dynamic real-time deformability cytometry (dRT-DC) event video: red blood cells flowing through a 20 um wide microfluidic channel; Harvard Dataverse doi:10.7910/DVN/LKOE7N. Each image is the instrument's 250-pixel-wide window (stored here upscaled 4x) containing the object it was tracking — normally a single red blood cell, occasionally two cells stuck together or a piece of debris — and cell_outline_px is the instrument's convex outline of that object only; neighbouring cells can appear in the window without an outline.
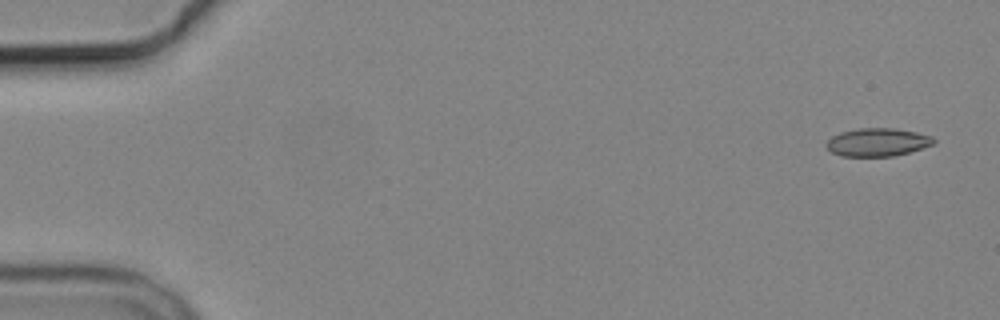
{"species": "common noctule bat (a hibernating species)", "species_latin": "Nyctalus noctula", "temperature_condition": "cold", "stored_images_in_passage": 5, "camera_frame_rate_fps": 3000, "um_per_image_px": 0.085, "animal": {"sex": "male", "body_mass_g": 19.2, "forearm_length_mm": 51.8}, "frame": {"image": 1, "passage_image": 1, "time_ms": 0.0, "image_size_px": [1000, 320], "cell_outline_px": [[936, 140], [932, 144], [908, 152], [892, 156], [840, 156], [832, 152], [824, 144], [832, 136], [840, 132], [860, 128], [892, 128], [916, 132], [932, 136]], "centroid_in_image_um": [74.55, 12.08], "position_along_channel_um": 10.4, "area_um2": 17.4}}